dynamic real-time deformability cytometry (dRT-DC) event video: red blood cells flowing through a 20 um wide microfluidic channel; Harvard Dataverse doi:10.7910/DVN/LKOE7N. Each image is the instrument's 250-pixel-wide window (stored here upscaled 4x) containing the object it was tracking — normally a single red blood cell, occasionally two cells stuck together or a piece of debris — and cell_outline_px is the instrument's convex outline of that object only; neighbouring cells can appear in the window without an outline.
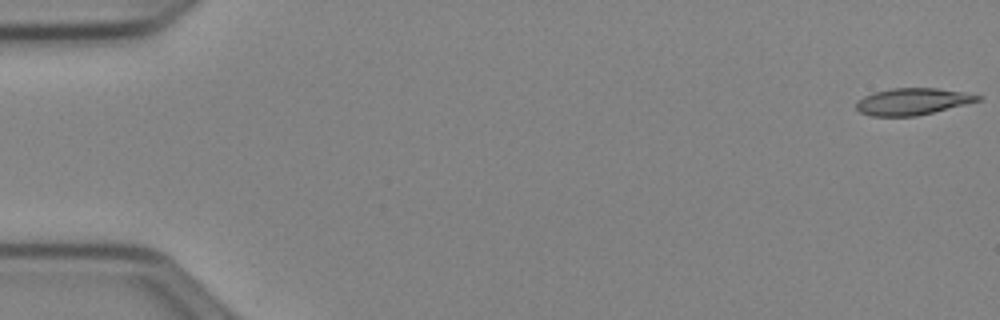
{"species": "Egyptian fruit bat (a non-hibernating species)", "species_latin": "Rousettus aegyptiacus", "temperature_condition": "cold", "stored_images_in_passage": 52, "camera_frame_rate_fps": 3000, "um_per_image_px": 0.085, "animal": {"sex": "female"}, "frame": {"image": 1, "passage_image": 1, "time_ms": 0.0, "image_size_px": [1000, 320], "cell_outline_px": [[984, 96], [980, 100], [916, 116], [872, 116], [860, 112], [856, 108], [856, 100], [872, 92], [892, 88], [936, 88], [964, 92]], "centroid_in_image_um": [77.52, 8.62], "position_along_channel_um": 7.5, "area_um2": 18.84}}
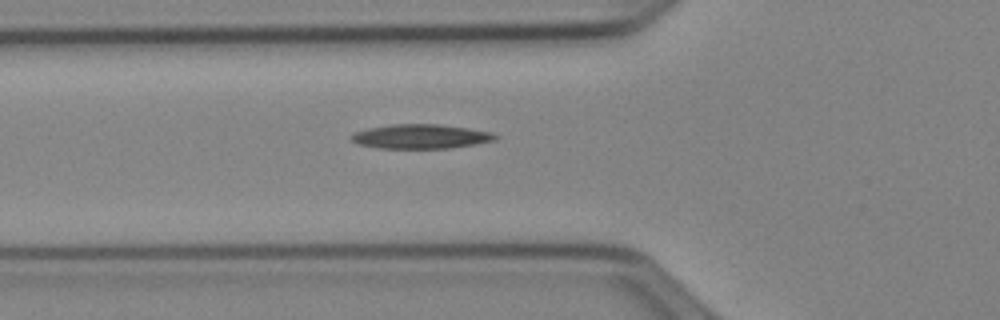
{"frame": {"image": 2, "passage_image": 19, "time_ms": 6.0, "image_size_px": [1000, 320], "cell_outline_px": [[500, 136], [496, 140], [476, 144], [448, 148], [380, 148], [356, 144], [348, 136], [356, 132], [368, 128], [392, 124], [440, 124], [468, 128], [492, 132]], "centroid_in_image_um": [35.78, 11.6], "position_along_channel_um": 90.0, "area_um2": 20.52}}
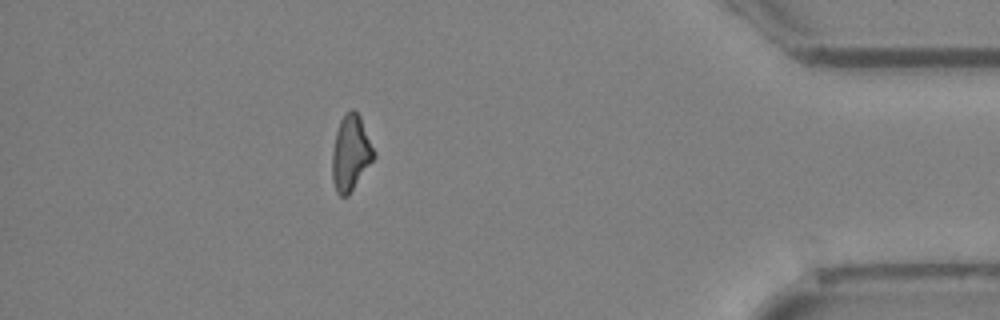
{"frame": {"image": 3, "passage_image": 46, "time_ms": 15.0, "image_size_px": [1000, 320], "cell_outline_px": [[376, 156], [348, 196], [340, 196], [336, 192], [332, 180], [332, 152], [336, 132], [340, 120], [344, 112], [352, 108], [360, 116], [376, 152]], "centroid_in_image_um": [29.81, 13.0], "position_along_channel_um": 405.4, "area_um2": 18.5}, "authors_computed_cell_mechanics": {"area_um2": 19.3052, "velocity_mm_per_s": 3.9909, "shape_relaxation_time_tau1_ms": 9.5209, "shape_relaxation_time_tau2_ms": null, "deformation_change_tau1": 0.2085, "deformation_change_tau2": null}}